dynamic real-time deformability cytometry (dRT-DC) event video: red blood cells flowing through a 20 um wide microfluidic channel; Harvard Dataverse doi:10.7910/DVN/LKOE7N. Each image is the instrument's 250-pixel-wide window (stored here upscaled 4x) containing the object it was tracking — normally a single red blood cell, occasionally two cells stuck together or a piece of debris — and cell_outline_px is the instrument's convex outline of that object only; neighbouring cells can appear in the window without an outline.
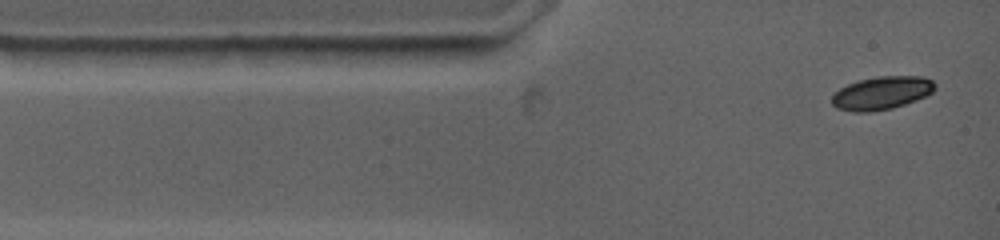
{"species": "common noctule bat (a hibernating species)", "species_latin": "Nyctalus noctula", "temperature_condition": "warm", "stored_images_in_passage": 2, "camera_frame_rate_fps": 4500, "um_per_image_px": 0.085, "animal": {"sex": "female", "body_mass_g": 19.0, "forearm_length_mm": 53.3}, "frame": {"image": 1, "passage_image": 2, "time_ms": 0.667, "image_size_px": [1000, 240], "cell_outline_px": [[936, 88], [932, 92], [916, 100], [892, 108], [868, 112], [852, 112], [836, 108], [832, 104], [832, 96], [840, 88], [848, 84], [860, 80], [876, 76], [924, 76], [932, 80], [936, 84]], "centroid_in_image_um": [74.95, 7.9], "position_along_channel_um": 10.1, "area_um2": 19.88}}